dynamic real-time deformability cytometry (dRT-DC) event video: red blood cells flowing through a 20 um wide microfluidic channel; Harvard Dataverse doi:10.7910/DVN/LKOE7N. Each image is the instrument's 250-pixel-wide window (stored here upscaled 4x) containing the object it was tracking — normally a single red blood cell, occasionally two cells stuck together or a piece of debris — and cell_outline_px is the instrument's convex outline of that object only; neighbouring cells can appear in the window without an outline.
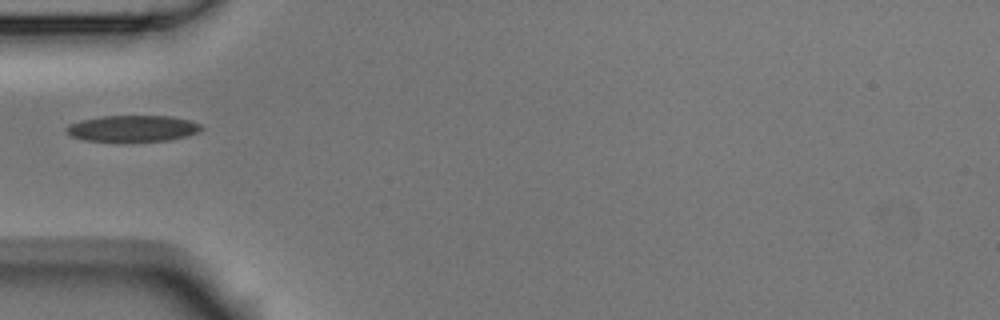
{"species": "Egyptian fruit bat (a non-hibernating species)", "species_latin": "Rousettus aegyptiacus", "temperature_condition": "room temperature", "stored_images_in_passage": 2, "camera_frame_rate_fps": 3000, "um_per_image_px": 0.085, "animal": {"sex": "male"}, "frame": {"image": 1, "passage_image": 1, "time_ms": 0.0, "image_size_px": [1000, 320], "cell_outline_px": [[204, 128], [200, 132], [188, 136], [168, 140], [84, 140], [72, 136], [64, 132], [64, 128], [68, 124], [80, 120], [100, 116], [172, 116], [188, 120], [200, 124]], "centroid_in_image_um": [11.27, 10.9], "position_along_channel_um": 73.7, "area_um2": 20.52}}
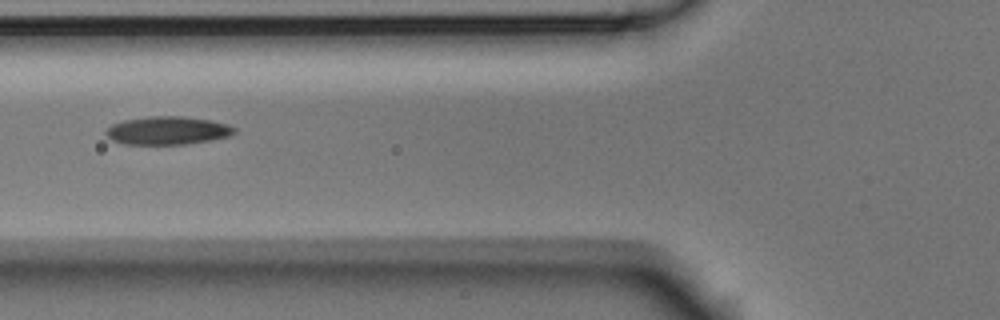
{"frame": {"image": 2, "passage_image": 2, "time_ms": 0.333, "image_size_px": [1000, 320], "cell_outline_px": [[236, 132], [228, 136], [208, 140], [184, 144], [124, 144], [112, 140], [104, 132], [112, 124], [124, 120], [148, 116], [184, 116], [208, 120], [228, 124], [236, 128]], "centroid_in_image_um": [14.22, 11.09], "position_along_channel_um": 111.6, "area_um2": 20.92}}